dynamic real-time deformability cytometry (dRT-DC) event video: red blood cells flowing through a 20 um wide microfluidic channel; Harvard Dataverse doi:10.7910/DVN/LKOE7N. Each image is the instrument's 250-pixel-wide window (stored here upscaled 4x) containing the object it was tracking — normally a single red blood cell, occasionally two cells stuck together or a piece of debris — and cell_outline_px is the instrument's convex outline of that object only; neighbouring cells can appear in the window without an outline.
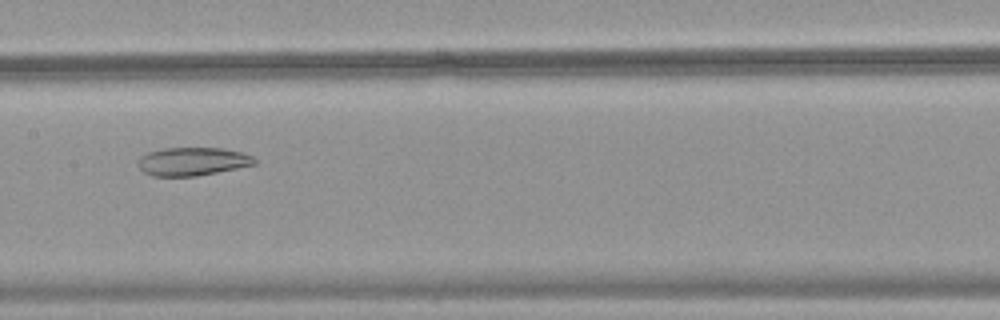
{"species": "common noctule bat (a hibernating species)", "species_latin": "Nyctalus noctula", "temperature_condition": "warm", "stored_images_in_passage": 50, "camera_frame_rate_fps": 3000, "um_per_image_px": 0.085, "animal": {"sex": "female", "body_mass_g": 18.4}, "frame": {"image": 1, "passage_image": 25, "time_ms": 8.0, "image_size_px": [1000, 320], "cell_outline_px": [[256, 164], [196, 176], [152, 176], [144, 172], [136, 164], [140, 156], [148, 152], [164, 148], [224, 148], [240, 152], [252, 156], [256, 160]], "centroid_in_image_um": [16.32, 13.72], "position_along_channel_um": 191.1, "area_um2": 19.13}}
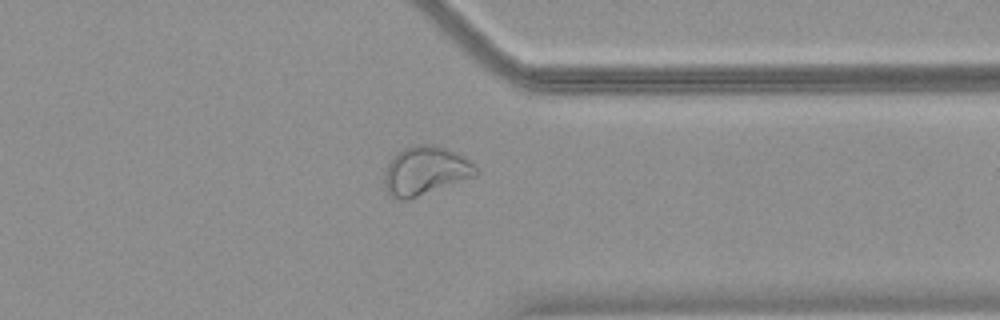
{"frame": {"image": 2, "passage_image": 39, "time_ms": 12.667, "image_size_px": [1000, 320], "cell_outline_px": [[480, 172], [476, 176], [408, 200], [400, 200], [388, 196], [384, 188], [384, 172], [392, 156], [396, 152], [404, 148], [416, 144], [432, 144], [444, 148], [464, 156]], "centroid_in_image_um": [36.11, 14.53], "position_along_channel_um": 375.3, "area_um2": 26.18}}
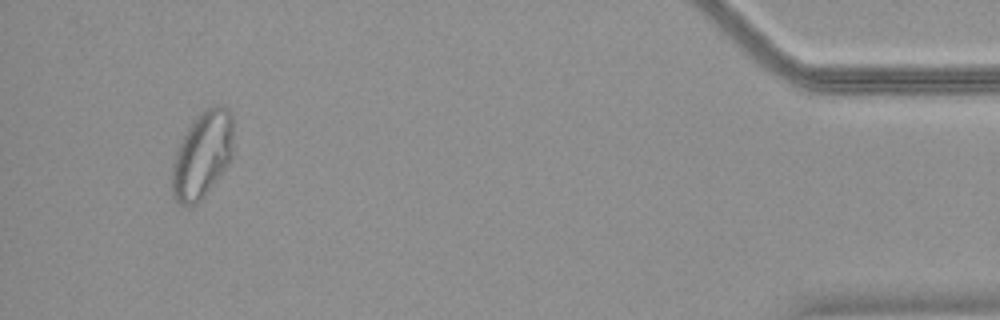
{"frame": {"image": 3, "passage_image": 47, "time_ms": 15.333, "image_size_px": [1000, 320], "cell_outline_px": [[232, 156], [228, 164], [204, 196], [196, 204], [176, 204], [172, 196], [172, 164], [176, 152], [188, 128], [196, 116], [204, 108], [216, 104], [224, 104], [232, 112]], "centroid_in_image_um": [17.2, 13.13], "position_along_channel_um": 418.0, "area_um2": 30.98}}